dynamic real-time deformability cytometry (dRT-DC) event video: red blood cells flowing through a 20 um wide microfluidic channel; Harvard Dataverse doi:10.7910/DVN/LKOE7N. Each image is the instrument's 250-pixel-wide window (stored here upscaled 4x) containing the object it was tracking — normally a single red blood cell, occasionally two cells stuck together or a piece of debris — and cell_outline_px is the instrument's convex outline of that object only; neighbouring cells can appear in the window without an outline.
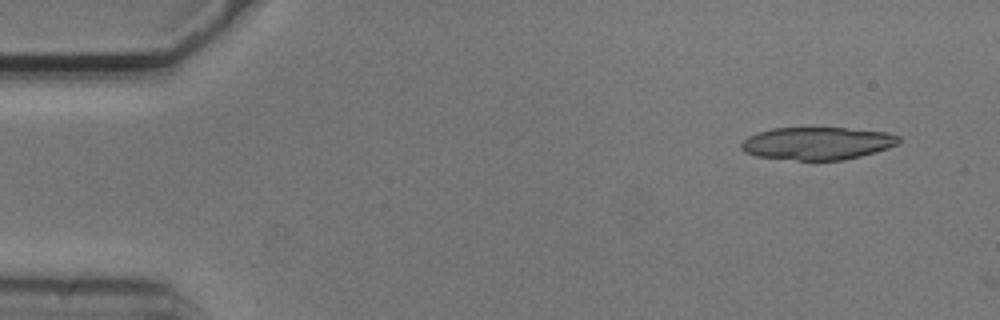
{"species": "common noctule bat (a hibernating species)", "species_latin": "Nyctalus noctula", "temperature_condition": "cold", "stored_images_in_passage": 2, "camera_frame_rate_fps": 3000, "um_per_image_px": 0.085, "animal": {"sex": "male", "body_mass_g": 20.5, "forearm_length_mm": 52.5}, "frame": {"image": 1, "passage_image": 1, "time_ms": 0.0, "image_size_px": [1000, 320], "cell_outline_px": [[900, 140], [896, 144], [888, 148], [876, 152], [844, 160], [796, 160], [756, 156], [744, 152], [740, 148], [740, 144], [748, 136], [756, 132], [772, 128], [844, 128], [888, 132], [900, 136]], "centroid_in_image_um": [69.45, 12.18], "position_along_channel_um": 15.6, "area_um2": 30.06}}